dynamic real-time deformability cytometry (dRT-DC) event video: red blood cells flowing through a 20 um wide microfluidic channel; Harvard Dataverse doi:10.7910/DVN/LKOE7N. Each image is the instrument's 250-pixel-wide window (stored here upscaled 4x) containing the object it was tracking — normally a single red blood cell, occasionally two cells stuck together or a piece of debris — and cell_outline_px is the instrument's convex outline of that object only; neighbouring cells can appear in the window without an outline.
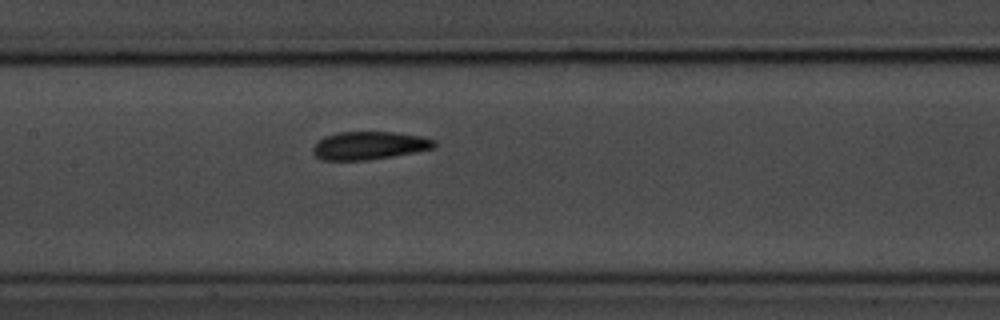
{"species": "common noctule bat (a hibernating species)", "species_latin": "Nyctalus noctula", "temperature_condition": "room temperature", "stored_images_in_passage": 5, "camera_frame_rate_fps": 3000, "um_per_image_px": 0.085, "animal": {"sex": "male", "body_mass_g": 20.1, "forearm_length_mm": 53.5}, "frame": {"image": 1, "passage_image": 5, "time_ms": 5.333, "image_size_px": [1000, 320], "cell_outline_px": [[436, 144], [432, 148], [392, 156], [364, 160], [320, 160], [312, 152], [312, 148], [324, 136], [340, 132], [392, 132], [420, 136], [436, 140]], "centroid_in_image_um": [31.34, 12.37], "position_along_channel_um": 176.1, "area_um2": 19.54}}